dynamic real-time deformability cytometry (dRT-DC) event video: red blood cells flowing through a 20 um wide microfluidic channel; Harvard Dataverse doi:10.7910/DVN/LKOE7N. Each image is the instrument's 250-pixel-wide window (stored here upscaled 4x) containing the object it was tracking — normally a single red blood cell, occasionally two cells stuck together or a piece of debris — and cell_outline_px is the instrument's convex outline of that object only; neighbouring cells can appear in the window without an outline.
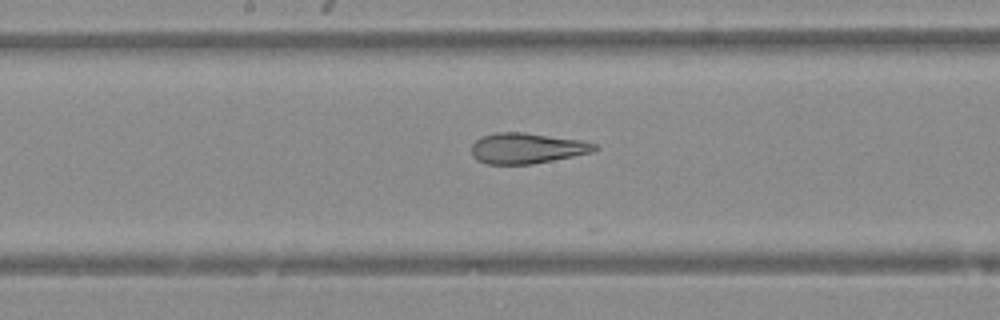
{"species": "Egyptian fruit bat (a non-hibernating species)", "species_latin": "Rousettus aegyptiacus", "temperature_condition": "warm", "stored_images_in_passage": 17, "camera_frame_rate_fps": 3000, "um_per_image_px": 0.085, "animal": {"sex": "female"}, "frame": {"image": 1, "passage_image": 12, "time_ms": 3.667, "image_size_px": [1000, 320], "cell_outline_px": [[600, 148], [592, 152], [532, 164], [488, 164], [476, 160], [472, 156], [472, 144], [480, 136], [496, 132], [524, 132], [580, 140], [596, 144]], "centroid_in_image_um": [44.75, 12.59], "position_along_channel_um": 203.4, "area_um2": 21.96}}
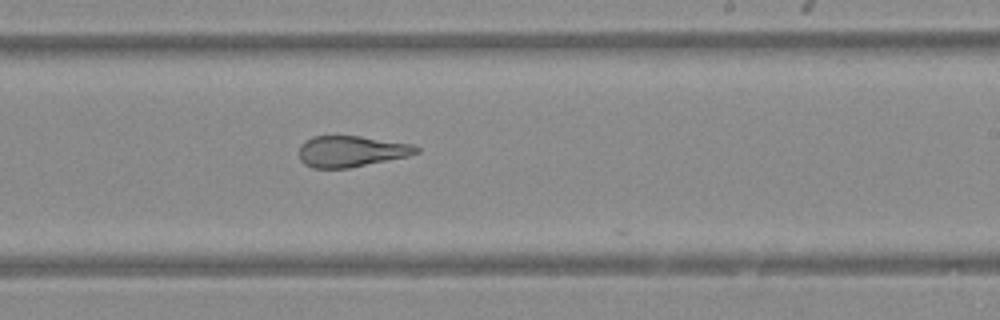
{"frame": {"image": 2, "passage_image": 16, "time_ms": 5.0, "image_size_px": [1000, 320], "cell_outline_px": [[420, 152], [408, 156], [348, 168], [312, 168], [304, 164], [300, 160], [300, 144], [304, 140], [312, 136], [360, 136], [412, 144], [420, 148]], "centroid_in_image_um": [29.84, 12.86], "position_along_channel_um": 259.2, "area_um2": 21.27}}